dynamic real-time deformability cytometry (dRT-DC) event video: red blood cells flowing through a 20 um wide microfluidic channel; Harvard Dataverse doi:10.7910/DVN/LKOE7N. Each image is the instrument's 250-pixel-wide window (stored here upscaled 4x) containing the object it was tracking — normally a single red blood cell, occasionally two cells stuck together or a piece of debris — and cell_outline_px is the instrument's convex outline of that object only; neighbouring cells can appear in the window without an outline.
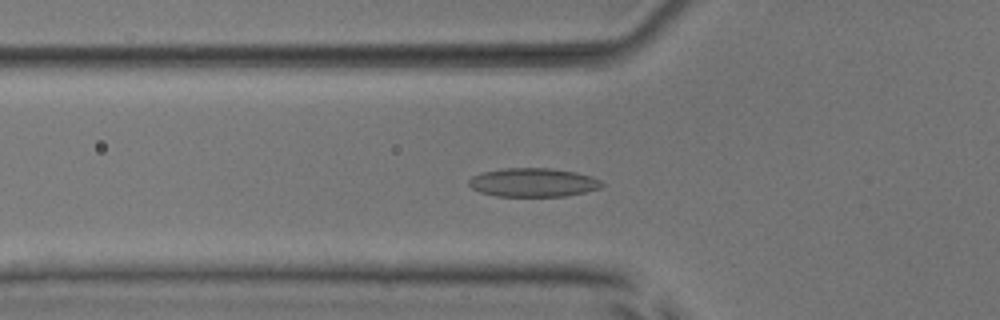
{"species": "common noctule bat (a hibernating species)", "species_latin": "Nyctalus noctula", "temperature_condition": "room temperature", "stored_images_in_passage": 52, "camera_frame_rate_fps": 3000, "um_per_image_px": 0.085, "animal": {"sex": "male", "body_mass_g": 17.9, "forearm_length_mm": 54.2}, "frame": {"image": 1, "passage_image": 19, "time_ms": 6.0, "image_size_px": [1000, 320], "cell_outline_px": [[604, 184], [600, 188], [584, 192], [564, 196], [496, 196], [480, 192], [472, 188], [468, 184], [468, 180], [472, 176], [480, 172], [504, 168], [548, 168], [576, 172], [592, 176], [600, 180]], "centroid_in_image_um": [45.29, 15.5], "position_along_channel_um": 80.5, "area_um2": 22.31}}
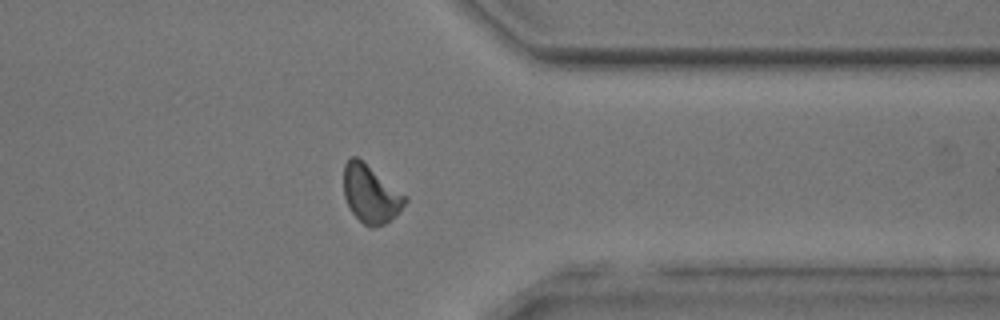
{"frame": {"image": 2, "passage_image": 42, "time_ms": 13.667, "image_size_px": [1000, 320], "cell_outline_px": [[408, 200], [384, 224], [372, 228], [368, 228], [352, 212], [344, 196], [344, 164], [352, 156], [356, 156], [408, 196]], "centroid_in_image_um": [31.49, 16.48], "position_along_channel_um": 379.9, "area_um2": 20.29}}
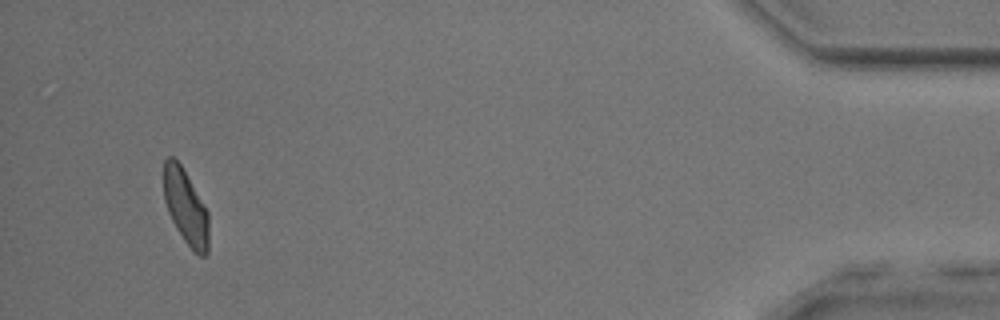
{"frame": {"image": 3, "passage_image": 50, "time_ms": 16.333, "image_size_px": [1000, 320], "cell_outline_px": [[208, 252], [204, 256], [200, 256], [184, 240], [176, 228], [168, 212], [164, 200], [164, 160], [168, 156], [172, 156], [180, 164], [208, 212]], "centroid_in_image_um": [15.77, 17.59], "position_along_channel_um": 419.4, "area_um2": 19.25}, "authors_computed_cell_mechanics": {"area_um2": 21.0103, "velocity_mm_per_s": 3.9829, "shape_relaxation_time_tau1_ms": 3.4028, "shape_relaxation_time_tau2_ms": 2.2712, "deformation_change_tau1": 0.1022, "deformation_change_tau2": 0.0811}}